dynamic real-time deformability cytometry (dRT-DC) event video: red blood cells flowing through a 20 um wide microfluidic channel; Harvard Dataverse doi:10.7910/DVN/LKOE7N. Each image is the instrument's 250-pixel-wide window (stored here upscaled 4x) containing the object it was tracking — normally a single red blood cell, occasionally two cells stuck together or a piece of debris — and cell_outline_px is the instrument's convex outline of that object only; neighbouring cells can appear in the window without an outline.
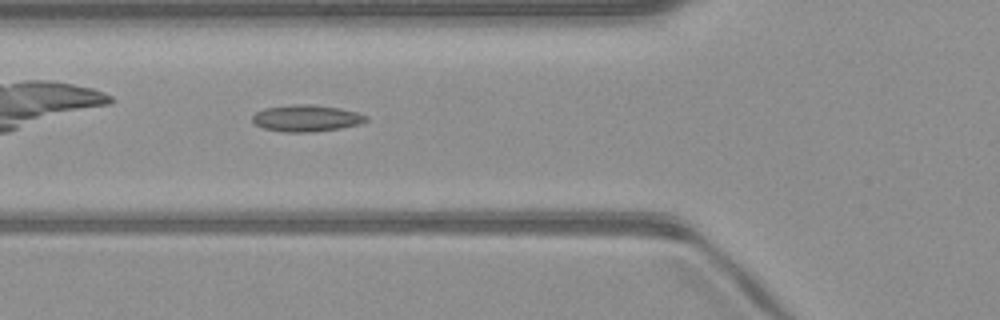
{"species": "common noctule bat (a hibernating species)", "species_latin": "Nyctalus noctula", "temperature_condition": "warm", "stored_images_in_passage": 32, "camera_frame_rate_fps": 3000, "um_per_image_px": 0.085, "animal": {"sex": "male", "body_mass_g": 23.1, "forearm_length_mm": 52.7}, "frame": {"image": 1, "passage_image": 3, "time_ms": 0.667, "image_size_px": [1000, 320], "cell_outline_px": [[368, 120], [360, 124], [340, 128], [312, 132], [280, 132], [264, 128], [256, 124], [252, 120], [252, 116], [256, 112], [264, 108], [292, 104], [312, 104], [340, 108], [356, 112], [368, 116]], "centroid_in_image_um": [26.04, 10.04], "position_along_channel_um": 99.8, "area_um2": 17.74}}
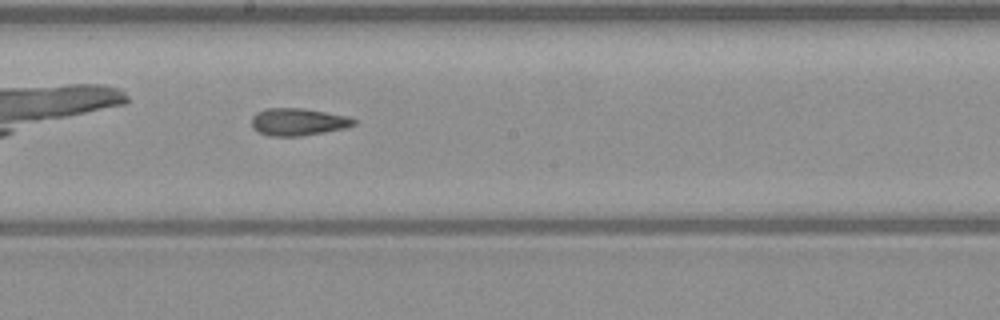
{"frame": {"image": 2, "passage_image": 12, "time_ms": 3.667, "image_size_px": [1000, 320], "cell_outline_px": [[356, 124], [344, 128], [324, 132], [300, 136], [268, 136], [252, 128], [252, 116], [256, 112], [268, 108], [304, 108], [348, 116], [356, 120]], "centroid_in_image_um": [25.33, 10.35], "position_along_channel_um": 222.9, "area_um2": 16.3}}
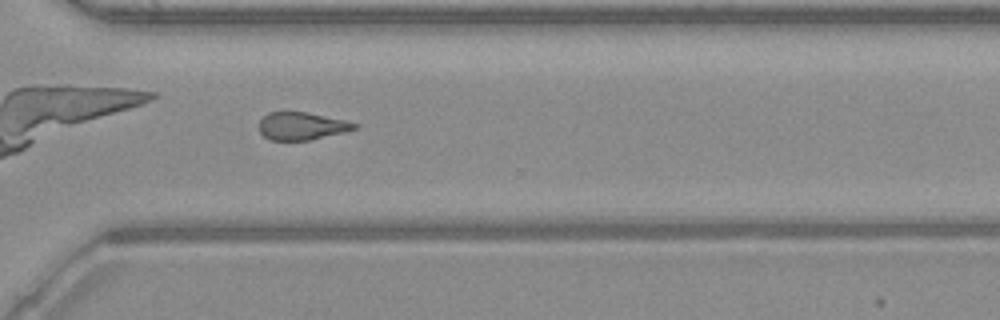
{"frame": {"image": 3, "passage_image": 21, "time_ms": 6.667, "image_size_px": [1000, 320], "cell_outline_px": [[360, 124], [356, 128], [344, 132], [308, 140], [268, 140], [260, 132], [260, 120], [268, 112], [308, 112], [348, 120]], "centroid_in_image_um": [25.68, 10.7], "position_along_channel_um": 344.9, "area_um2": 15.43}}